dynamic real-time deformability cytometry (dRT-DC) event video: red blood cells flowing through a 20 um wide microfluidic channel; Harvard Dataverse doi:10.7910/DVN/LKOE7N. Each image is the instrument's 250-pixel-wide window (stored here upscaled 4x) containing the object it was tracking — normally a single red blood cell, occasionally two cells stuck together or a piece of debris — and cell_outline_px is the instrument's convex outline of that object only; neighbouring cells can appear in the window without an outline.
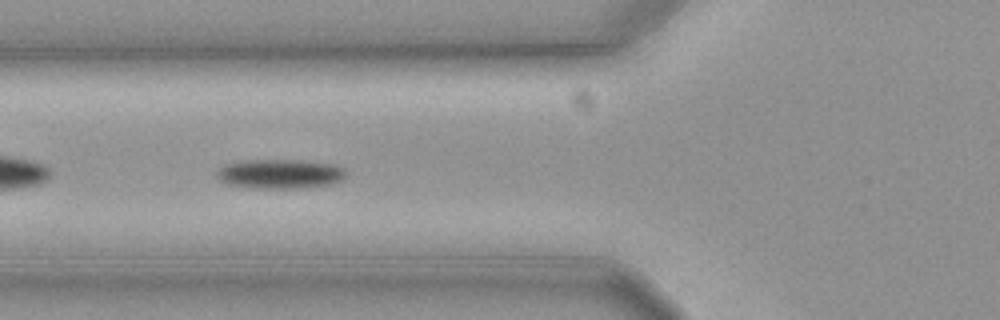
{"species": "common noctule bat (a hibernating species)", "species_latin": "Nyctalus noctula", "temperature_condition": "cold", "stored_images_in_passage": 42, "camera_frame_rate_fps": 3000, "um_per_image_px": 0.085, "animal": {"sex": "female", "body_mass_g": 19.3, "forearm_length_mm": 54.1}, "frame": {"image": 1, "passage_image": 5, "time_ms": 1.333, "image_size_px": [1000, 320], "cell_outline_px": [[348, 176], [332, 184], [304, 188], [256, 188], [228, 184], [220, 180], [216, 176], [216, 172], [224, 164], [248, 160], [300, 160], [332, 164], [344, 168], [348, 172]], "centroid_in_image_um": [23.84, 14.78], "position_along_channel_um": 102.0, "area_um2": 22.25}}
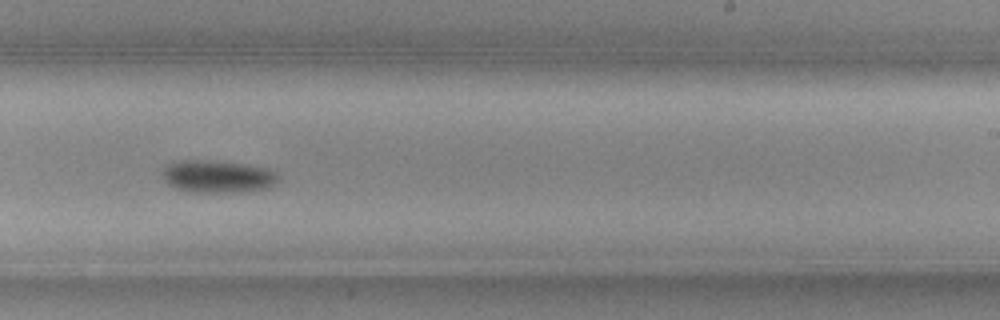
{"frame": {"image": 2, "passage_image": 19, "time_ms": 6.0, "image_size_px": [1000, 320], "cell_outline_px": [[280, 180], [268, 188], [244, 192], [192, 192], [176, 188], [168, 184], [164, 180], [164, 168], [168, 164], [188, 160], [212, 160], [240, 164], [264, 168], [276, 172], [280, 176]], "centroid_in_image_um": [18.54, 15.02], "position_along_channel_um": 270.5, "area_um2": 21.73}}
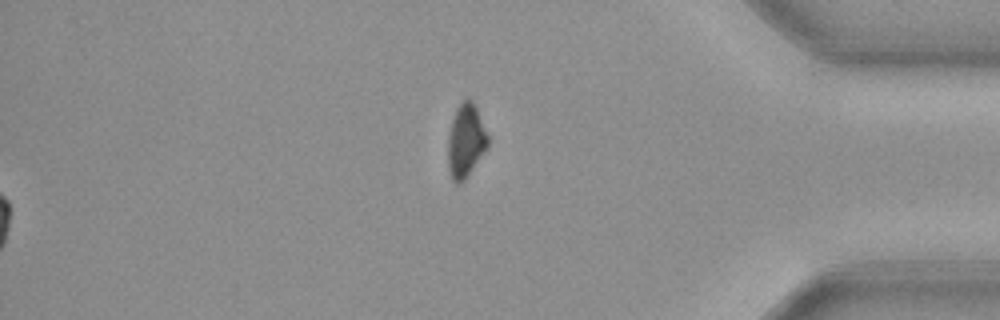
{"frame": {"image": 3, "passage_image": 42, "time_ms": 13.667, "image_size_px": [1000, 320], "cell_outline_px": [[488, 148], [464, 180], [460, 184], [456, 184], [452, 180], [448, 168], [448, 136], [452, 120], [456, 108], [464, 100], [472, 100], [476, 108], [488, 136]], "centroid_in_image_um": [39.58, 12.01], "position_along_channel_um": 395.6, "area_um2": 16.94}}